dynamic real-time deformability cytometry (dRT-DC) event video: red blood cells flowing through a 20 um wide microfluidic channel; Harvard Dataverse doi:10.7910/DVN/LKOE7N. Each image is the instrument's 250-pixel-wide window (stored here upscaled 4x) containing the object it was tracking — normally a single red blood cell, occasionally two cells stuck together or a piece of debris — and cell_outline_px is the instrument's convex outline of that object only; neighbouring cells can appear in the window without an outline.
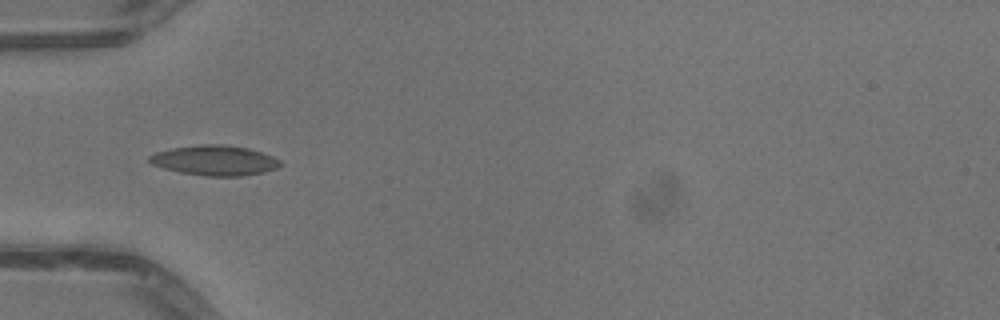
{"species": "common noctule bat (a hibernating species)", "species_latin": "Nyctalus noctula", "temperature_condition": "warm", "stored_images_in_passage": 19, "camera_frame_rate_fps": 3000, "um_per_image_px": 0.085, "animal": {"sex": "male", "body_mass_g": 13.3}, "frame": {"image": 1, "passage_image": 4, "time_ms": 1.0, "image_size_px": [1000, 320], "cell_outline_px": [[284, 164], [276, 168], [264, 172], [240, 176], [208, 176], [180, 172], [164, 168], [152, 164], [148, 160], [148, 156], [156, 152], [172, 148], [204, 144], [224, 144], [248, 148], [272, 156], [280, 160]], "centroid_in_image_um": [18.26, 13.63], "position_along_channel_um": 66.7, "area_um2": 22.83}}
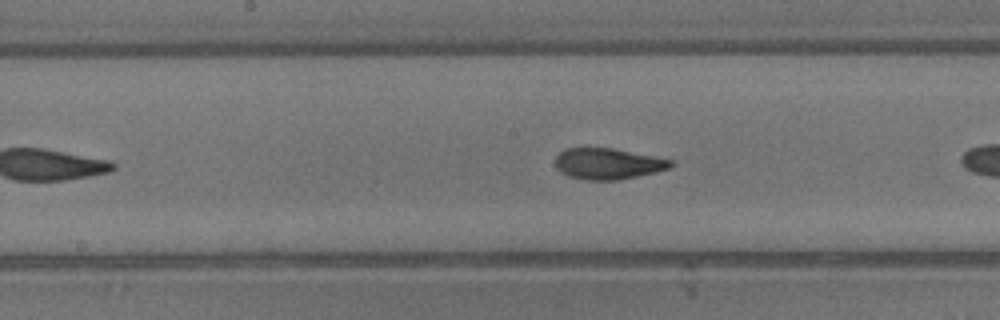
{"frame": {"image": 2, "passage_image": 11, "time_ms": 3.333, "image_size_px": [1000, 320], "cell_outline_px": [[676, 164], [668, 168], [656, 172], [616, 180], [588, 180], [568, 176], [560, 172], [556, 168], [556, 156], [564, 148], [612, 148], [656, 156], [676, 160]], "centroid_in_image_um": [51.71, 13.91], "position_along_channel_um": 196.5, "area_um2": 21.04}}
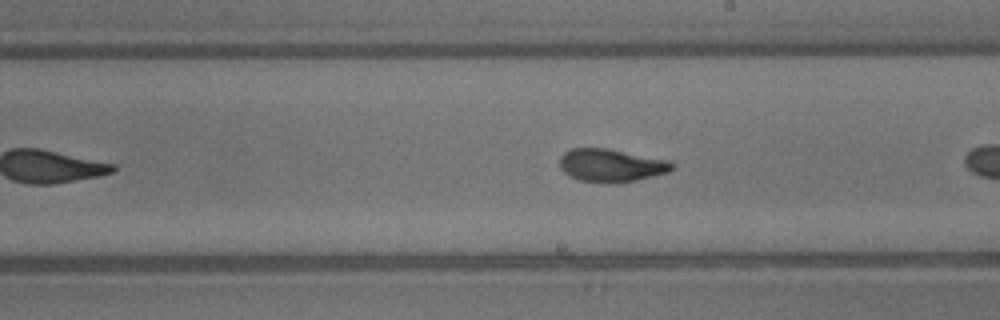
{"frame": {"image": 3, "passage_image": 14, "time_ms": 4.333, "image_size_px": [1000, 320], "cell_outline_px": [[676, 168], [668, 172], [636, 180], [616, 184], [608, 184], [580, 180], [568, 176], [560, 168], [560, 156], [568, 148], [608, 148], [672, 160], [676, 164]], "centroid_in_image_um": [51.98, 14.05], "position_along_channel_um": 237.0, "area_um2": 22.2}}